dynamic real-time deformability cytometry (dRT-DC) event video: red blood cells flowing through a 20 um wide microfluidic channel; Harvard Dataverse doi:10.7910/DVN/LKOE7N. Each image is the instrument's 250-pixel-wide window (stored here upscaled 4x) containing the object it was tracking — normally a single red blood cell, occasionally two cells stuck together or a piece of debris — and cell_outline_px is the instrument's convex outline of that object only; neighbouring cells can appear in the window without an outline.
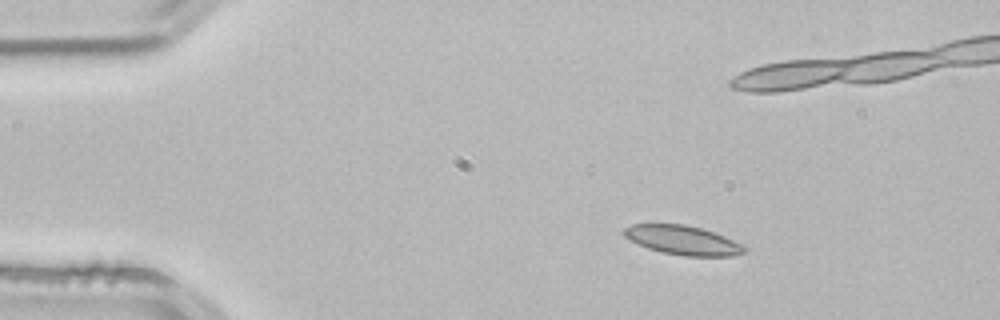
{"species": "common noctule bat (a hibernating species)", "species_latin": "Nyctalus noctula", "temperature_condition": "room temperature", "stored_images_in_passage": 7, "camera_frame_rate_fps": 3000, "um_per_image_px": 0.085, "animal": {"sex": "male", "body_mass_g": 21.5, "forearm_length_mm": 52.0}, "frame": {"image": 1, "passage_image": 2, "time_ms": 0.333, "image_size_px": [1000, 320], "cell_outline_px": [[748, 248], [744, 252], [732, 256], [684, 256], [664, 252], [648, 248], [624, 236], [624, 228], [632, 224], [684, 224], [700, 228], [724, 236], [744, 244]], "centroid_in_image_um": [58.09, 20.42], "position_along_channel_um": 26.9, "area_um2": 20.23}}